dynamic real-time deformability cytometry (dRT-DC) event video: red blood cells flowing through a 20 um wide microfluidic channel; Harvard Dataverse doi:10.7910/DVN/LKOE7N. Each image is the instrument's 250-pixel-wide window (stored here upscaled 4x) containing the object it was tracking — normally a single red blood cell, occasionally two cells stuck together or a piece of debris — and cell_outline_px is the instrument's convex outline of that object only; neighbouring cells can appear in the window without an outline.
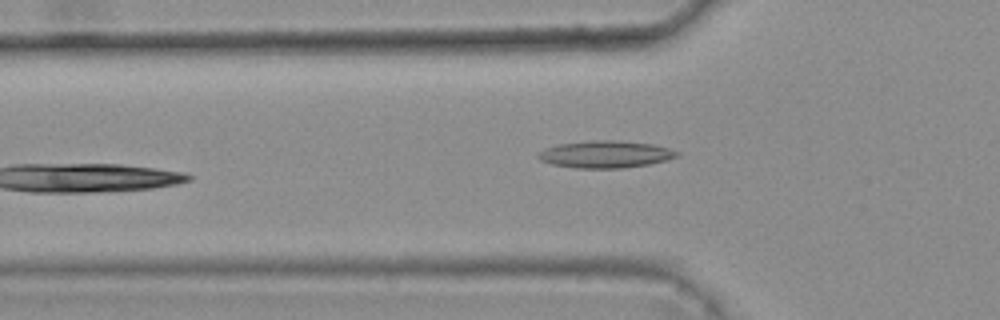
{"species": "common noctule bat (a hibernating species)", "species_latin": "Nyctalus noctula", "temperature_condition": "warm", "stored_images_in_passage": 5, "camera_frame_rate_fps": 3000, "um_per_image_px": 0.085, "animal": {"sex": "female", "body_mass_g": 25.1}, "frame": {"image": 1, "passage_image": 4, "time_ms": 1.0, "image_size_px": [1000, 320], "cell_outline_px": [[680, 156], [668, 160], [648, 164], [620, 168], [576, 168], [552, 164], [540, 160], [536, 156], [536, 152], [544, 148], [556, 144], [592, 140], [612, 140], [652, 144], [668, 148], [680, 152]], "centroid_in_image_um": [51.43, 13.11], "position_along_channel_um": 74.4, "area_um2": 22.08}}
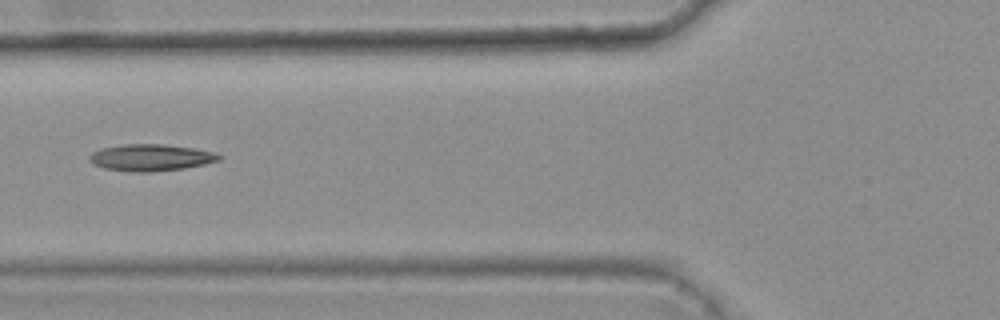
{"frame": {"image": 2, "passage_image": 5, "time_ms": 1.333, "image_size_px": [1000, 320], "cell_outline_px": [[220, 160], [204, 164], [184, 168], [148, 172], [132, 172], [104, 168], [88, 160], [88, 156], [92, 152], [100, 148], [120, 144], [164, 144], [192, 148], [212, 152], [220, 156]], "centroid_in_image_um": [12.76, 13.38], "position_along_channel_um": 113.0, "area_um2": 20.06}}